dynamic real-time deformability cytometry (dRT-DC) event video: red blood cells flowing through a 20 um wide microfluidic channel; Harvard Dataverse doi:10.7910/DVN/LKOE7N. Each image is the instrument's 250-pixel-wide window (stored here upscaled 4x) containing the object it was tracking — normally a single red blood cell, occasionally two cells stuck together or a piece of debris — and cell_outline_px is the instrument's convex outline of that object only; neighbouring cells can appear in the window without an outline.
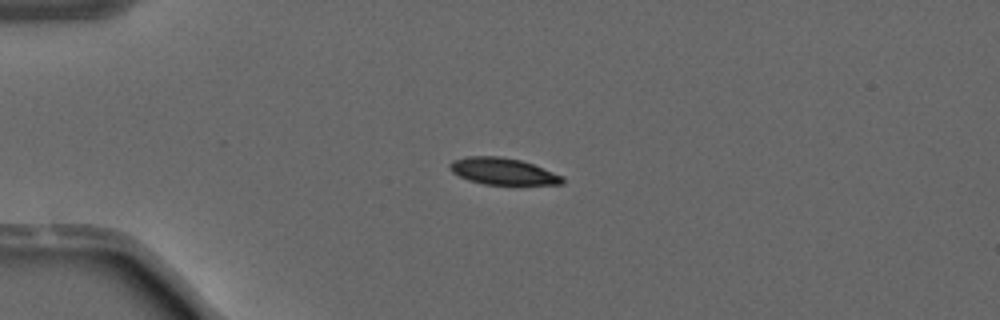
{"species": "common noctule bat (a hibernating species)", "species_latin": "Nyctalus noctula", "temperature_condition": "warm", "stored_images_in_passage": 10, "camera_frame_rate_fps": 3000, "um_per_image_px": 0.085, "animal": {"sex": "male", "forearm_length_mm": 52.5}, "frame": {"image": 1, "passage_image": 1, "time_ms": 0.0, "image_size_px": [1000, 320], "cell_outline_px": [[564, 184], [484, 184], [468, 180], [452, 172], [448, 168], [448, 164], [452, 160], [464, 156], [500, 156], [520, 160], [532, 164], [564, 176]], "centroid_in_image_um": [42.7, 14.55], "position_along_channel_um": 42.3, "area_um2": 17.51}}
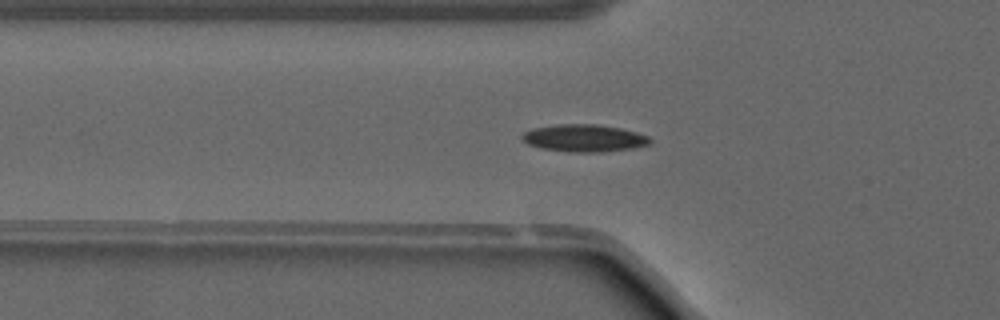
{"frame": {"image": 2, "passage_image": 6, "time_ms": 1.667, "image_size_px": [1000, 320], "cell_outline_px": [[652, 144], [632, 148], [604, 152], [568, 152], [540, 148], [528, 144], [520, 136], [524, 132], [532, 128], [556, 124], [596, 124], [620, 128], [636, 132], [648, 136], [652, 140]], "centroid_in_image_um": [49.65, 11.74], "position_along_channel_um": 76.1, "area_um2": 20.52}}
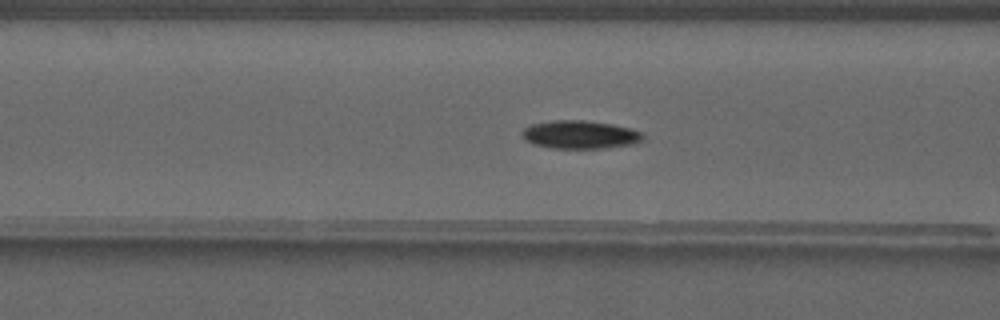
{"frame": {"image": 3, "passage_image": 9, "time_ms": 2.667, "image_size_px": [1000, 320], "cell_outline_px": [[644, 140], [632, 144], [604, 148], [552, 148], [532, 144], [524, 140], [520, 132], [524, 128], [532, 124], [552, 120], [584, 120], [612, 124], [628, 128], [640, 132], [644, 136]], "centroid_in_image_um": [49.26, 11.44], "position_along_channel_um": 117.3, "area_um2": 19.88}}